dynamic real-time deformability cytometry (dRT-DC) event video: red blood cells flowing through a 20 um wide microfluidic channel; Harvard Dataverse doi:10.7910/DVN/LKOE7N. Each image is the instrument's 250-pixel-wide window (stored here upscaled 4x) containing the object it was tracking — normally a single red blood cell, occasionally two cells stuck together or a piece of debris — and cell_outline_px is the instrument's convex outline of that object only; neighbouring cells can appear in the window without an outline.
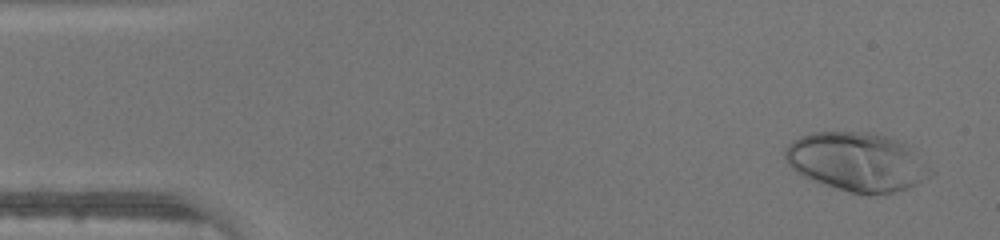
{"species": "human", "species_latin": "Homo sapiens", "temperature_condition": "warm", "stored_images_in_passage": 45, "camera_frame_rate_fps": 3000, "um_per_image_px": 0.085, "donor": {"sex": "male"}, "frame": {"image": 1, "passage_image": 2, "time_ms": 0.333, "image_size_px": [1000, 240], "cell_outline_px": [[936, 172], [916, 184], [908, 188], [892, 192], [852, 192], [800, 176], [788, 164], [784, 156], [784, 148], [792, 140], [800, 136], [812, 132], [864, 132], [884, 136], [896, 140], [904, 144]], "centroid_in_image_um": [72.79, 13.73], "position_along_channel_um": 12.2, "area_um2": 48.84}}
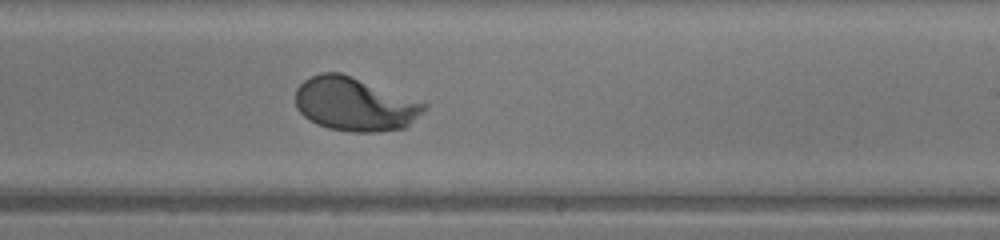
{"frame": {"image": 2, "passage_image": 27, "time_ms": 8.667, "image_size_px": [1000, 240], "cell_outline_px": [[428, 108], [404, 128], [376, 132], [352, 132], [328, 128], [316, 124], [308, 120], [296, 108], [296, 88], [304, 80], [320, 72], [340, 72], [428, 104]], "centroid_in_image_um": [30.13, 8.86], "position_along_channel_um": 258.9, "area_um2": 40.06}}
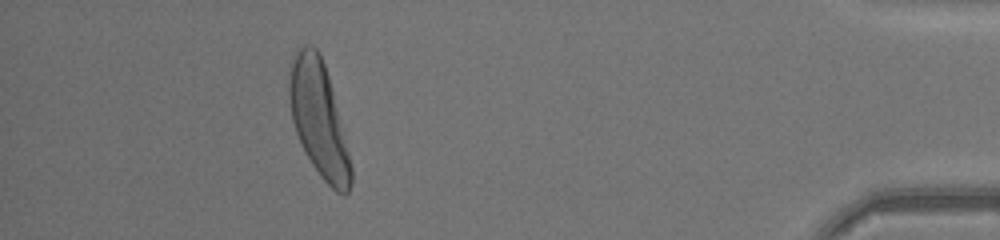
{"frame": {"image": 3, "passage_image": 41, "time_ms": 13.333, "image_size_px": [1000, 240], "cell_outline_px": [[352, 184], [348, 192], [344, 196], [336, 192], [320, 176], [312, 164], [296, 132], [292, 120], [288, 100], [288, 64], [292, 56], [300, 44], [312, 44], [320, 52], [332, 88], [352, 168]], "centroid_in_image_um": [27.05, 10.03], "position_along_channel_um": 408.1, "area_um2": 41.5}}